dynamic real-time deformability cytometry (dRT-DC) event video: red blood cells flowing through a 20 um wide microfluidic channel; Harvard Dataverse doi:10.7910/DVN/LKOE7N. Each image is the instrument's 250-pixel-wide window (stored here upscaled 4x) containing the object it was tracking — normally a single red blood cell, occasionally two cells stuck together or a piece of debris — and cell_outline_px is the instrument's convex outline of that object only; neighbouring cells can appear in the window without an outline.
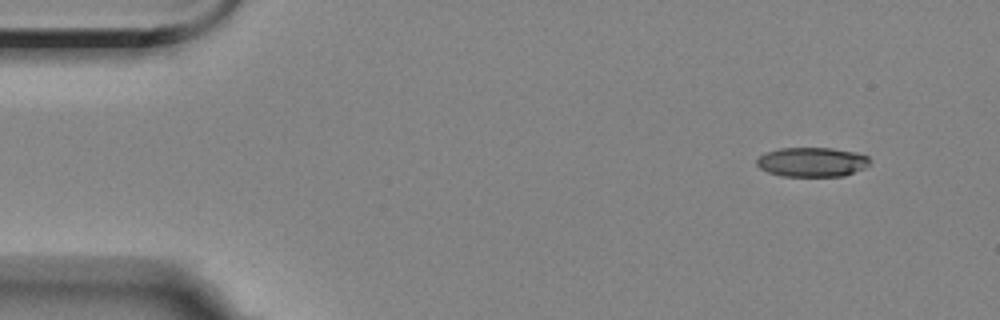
{"species": "Egyptian fruit bat (a non-hibernating species)", "species_latin": "Rousettus aegyptiacus", "temperature_condition": "room temperature", "stored_images_in_passage": 5, "segment_of_instrument_passage": [1, 2], "camera_frame_rate_fps": 3000, "um_per_image_px": 0.085, "animal": {"sex": "female"}, "frame": {"image": 1, "passage_image": 2, "time_ms": 1.333, "image_size_px": [1000, 320], "cell_outline_px": [[868, 164], [864, 168], [844, 176], [780, 176], [768, 172], [760, 168], [756, 164], [756, 160], [764, 152], [780, 148], [832, 148], [856, 152], [868, 156]], "centroid_in_image_um": [68.99, 13.77], "position_along_channel_um": 16.0, "area_um2": 19.42}}